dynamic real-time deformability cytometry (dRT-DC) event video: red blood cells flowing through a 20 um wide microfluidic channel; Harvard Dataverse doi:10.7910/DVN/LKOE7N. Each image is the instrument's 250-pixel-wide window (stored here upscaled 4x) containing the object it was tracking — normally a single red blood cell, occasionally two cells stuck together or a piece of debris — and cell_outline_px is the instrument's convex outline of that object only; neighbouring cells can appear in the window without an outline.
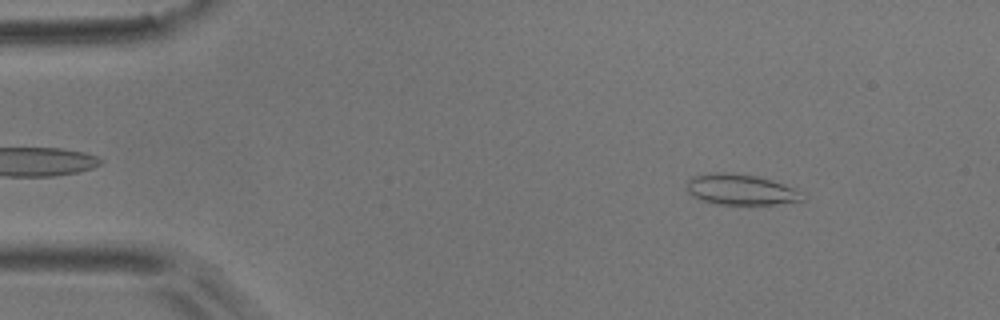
{"species": "common noctule bat (a hibernating species)", "species_latin": "Nyctalus noctula", "temperature_condition": "room temperature", "stored_images_in_passage": 6, "camera_frame_rate_fps": 3000, "um_per_image_px": 0.085, "animal": {"sex": "male", "body_mass_g": 17.9}, "frame": {"image": 1, "passage_image": 1, "time_ms": 0.0, "image_size_px": [1000, 320], "cell_outline_px": [[804, 200], [776, 204], [716, 204], [692, 196], [688, 192], [688, 180], [692, 176], [716, 172], [724, 172], [756, 176], [772, 180], [784, 184], [804, 192]], "centroid_in_image_um": [63.0, 16.11], "position_along_channel_um": 22.0, "area_um2": 20.58}}
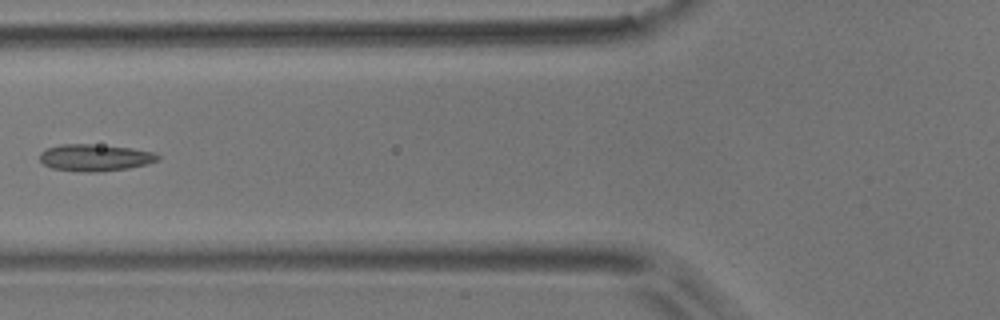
{"frame": {"image": 2, "passage_image": 5, "time_ms": 4.667, "image_size_px": [1000, 320], "cell_outline_px": [[160, 160], [148, 164], [128, 168], [96, 172], [84, 172], [52, 168], [44, 164], [40, 160], [40, 152], [48, 148], [60, 144], [92, 144], [132, 148], [156, 152], [160, 156]], "centroid_in_image_um": [8.12, 13.39], "position_along_channel_um": 117.7, "area_um2": 18.55}}
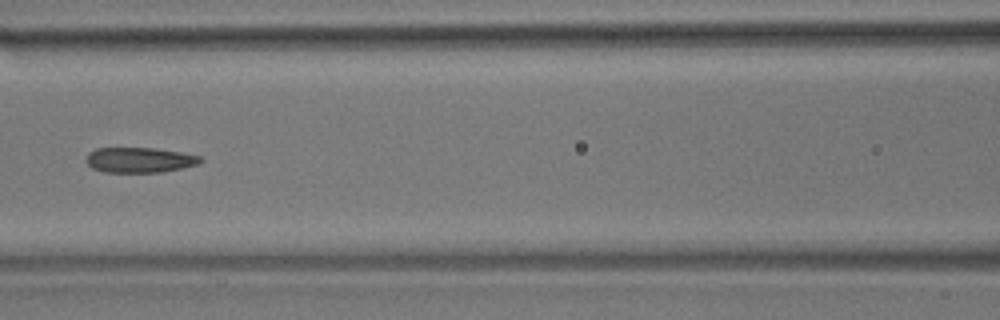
{"frame": {"image": 3, "passage_image": 6, "time_ms": 5.667, "image_size_px": [1000, 320], "cell_outline_px": [[204, 160], [196, 164], [180, 168], [160, 172], [104, 172], [92, 168], [84, 160], [88, 152], [96, 148], [152, 148], [180, 152], [200, 156]], "centroid_in_image_um": [11.8, 13.59], "position_along_channel_um": 154.8, "area_um2": 16.7}}